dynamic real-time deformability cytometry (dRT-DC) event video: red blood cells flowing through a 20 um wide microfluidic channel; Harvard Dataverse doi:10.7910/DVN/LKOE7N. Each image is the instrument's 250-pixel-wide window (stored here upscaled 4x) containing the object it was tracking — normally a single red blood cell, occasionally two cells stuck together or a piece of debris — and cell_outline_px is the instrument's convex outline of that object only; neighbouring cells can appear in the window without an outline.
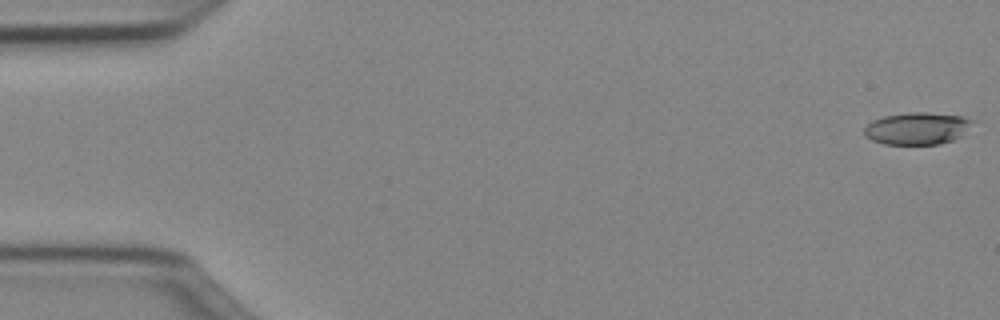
{"species": "Egyptian fruit bat (a non-hibernating species)", "species_latin": "Rousettus aegyptiacus", "temperature_condition": "cold", "stored_images_in_passage": 50, "camera_frame_rate_fps": 3000, "um_per_image_px": 0.085, "animal": {"sex": "female"}, "frame": {"image": 1, "passage_image": 1, "time_ms": 0.0, "image_size_px": [1000, 320], "cell_outline_px": [[976, 120], [960, 136], [952, 140], [940, 144], [884, 144], [872, 140], [864, 136], [864, 128], [872, 120], [884, 116], [908, 112], [928, 112], [964, 116]], "centroid_in_image_um": [77.96, 10.9], "position_along_channel_um": 7.0, "area_um2": 20.4}}
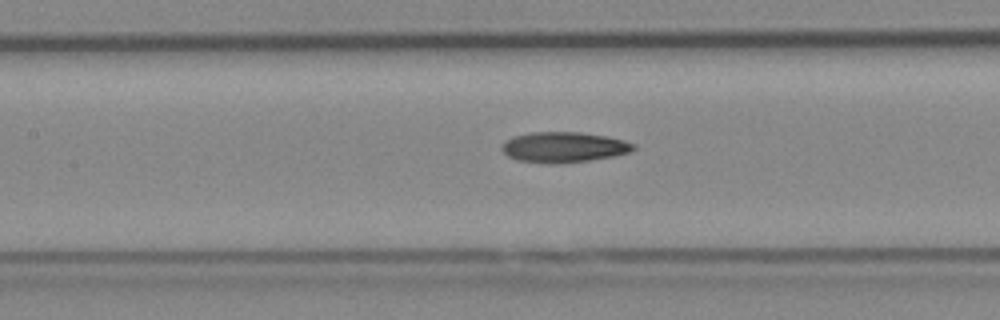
{"frame": {"image": 2, "passage_image": 23, "time_ms": 7.333, "image_size_px": [1000, 320], "cell_outline_px": [[636, 148], [632, 152], [616, 156], [592, 160], [552, 164], [544, 164], [516, 160], [508, 156], [500, 148], [500, 144], [504, 140], [512, 136], [532, 132], [580, 132], [604, 136], [624, 140], [636, 144]], "centroid_in_image_um": [47.9, 12.52], "position_along_channel_um": 159.5, "area_um2": 23.81}}
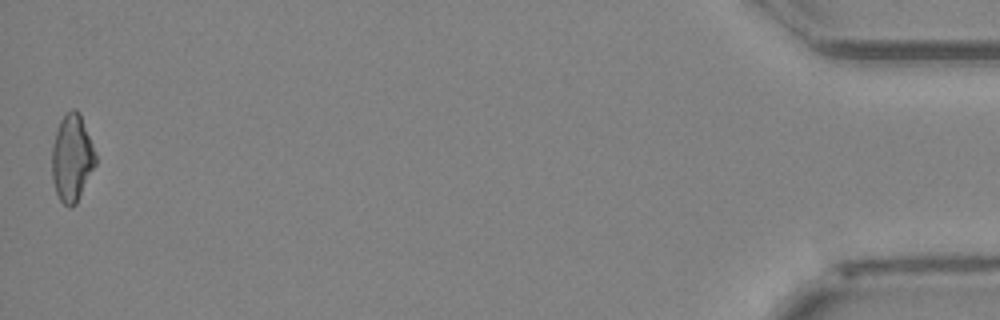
{"frame": {"image": 3, "passage_image": 50, "time_ms": 16.333, "image_size_px": [1000, 320], "cell_outline_px": [[96, 164], [76, 204], [72, 208], [68, 208], [60, 200], [56, 192], [52, 180], [52, 144], [60, 120], [72, 108], [76, 108], [80, 112], [92, 144], [96, 156]], "centroid_in_image_um": [6.11, 13.44], "position_along_channel_um": 429.1, "area_um2": 22.14}, "authors_computed_cell_mechanics": {"area_um2": 22.253, "velocity_mm_per_s": 4.0587, "shape_relaxation_time_tau1_ms": 9.6487, "shape_relaxation_time_tau2_ms": 10.1995, "deformation_change_tau1": 0.2233, "deformation_change_tau2": 0.2502}}